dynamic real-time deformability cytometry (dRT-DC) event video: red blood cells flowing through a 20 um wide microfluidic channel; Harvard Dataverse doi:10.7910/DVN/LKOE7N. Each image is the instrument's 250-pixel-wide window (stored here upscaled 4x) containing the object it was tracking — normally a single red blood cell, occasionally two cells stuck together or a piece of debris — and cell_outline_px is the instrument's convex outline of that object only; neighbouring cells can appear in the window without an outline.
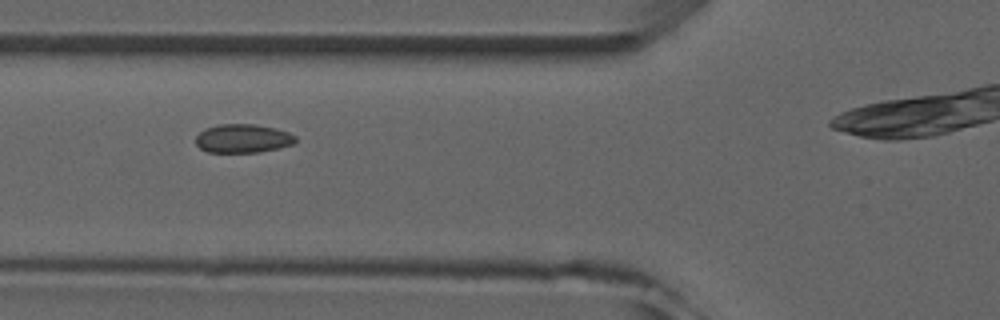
{"species": "common noctule bat (a hibernating species)", "species_latin": "Nyctalus noctula", "temperature_condition": "room temperature", "stored_images_in_passage": 7, "camera_frame_rate_fps": 3000, "um_per_image_px": 0.085, "animal": {"sex": "male", "forearm_length_mm": 52.5}, "frame": {"image": 1, "passage_image": 3, "time_ms": 2.333, "image_size_px": [1000, 320], "cell_outline_px": [[296, 140], [292, 144], [260, 152], [208, 152], [200, 148], [196, 144], [196, 136], [204, 128], [220, 124], [256, 124], [276, 128], [288, 132], [296, 136]], "centroid_in_image_um": [20.63, 11.76], "position_along_channel_um": 105.2, "area_um2": 16.65}}
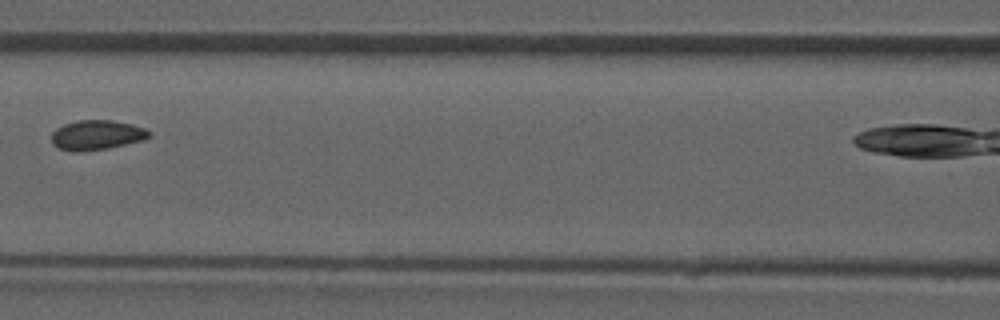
{"frame": {"image": 2, "passage_image": 4, "time_ms": 3.667, "image_size_px": [1000, 320], "cell_outline_px": [[152, 136], [144, 140], [108, 148], [80, 152], [72, 152], [60, 148], [52, 144], [52, 132], [56, 128], [64, 124], [76, 120], [112, 120], [132, 124], [144, 128], [152, 132]], "centroid_in_image_um": [8.24, 11.48], "position_along_channel_um": 158.4, "area_um2": 17.11}}